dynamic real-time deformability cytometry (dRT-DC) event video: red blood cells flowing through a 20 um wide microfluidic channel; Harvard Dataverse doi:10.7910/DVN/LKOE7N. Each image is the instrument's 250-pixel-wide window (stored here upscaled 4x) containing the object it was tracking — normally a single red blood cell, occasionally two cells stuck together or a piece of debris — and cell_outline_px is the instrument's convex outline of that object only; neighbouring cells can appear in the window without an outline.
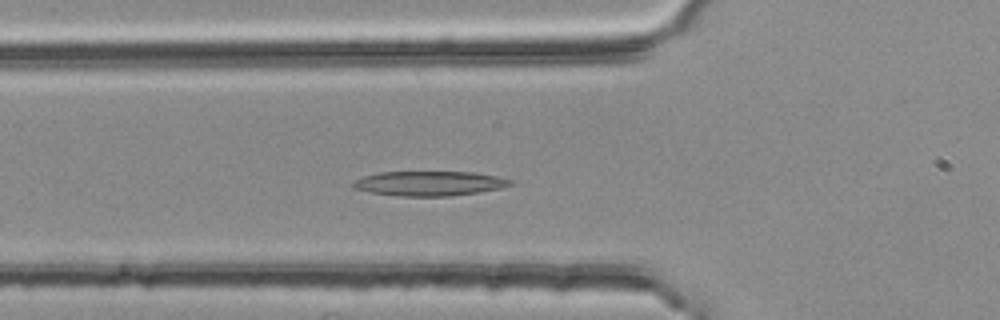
{"species": "common noctule bat (a hibernating species)", "species_latin": "Nyctalus noctula", "temperature_condition": "room temperature", "stored_images_in_passage": 39, "camera_frame_rate_fps": 3000, "um_per_image_px": 0.085, "animal": {"sex": "female", "body_mass_g": 25.1}, "frame": {"image": 1, "passage_image": 6, "time_ms": 1.667, "image_size_px": [1000, 320], "cell_outline_px": [[512, 184], [500, 188], [480, 192], [448, 196], [396, 196], [372, 192], [356, 188], [352, 184], [352, 180], [364, 176], [380, 172], [476, 172], [496, 176], [512, 180]], "centroid_in_image_um": [36.5, 15.59], "position_along_channel_um": 89.3, "area_um2": 22.48}}
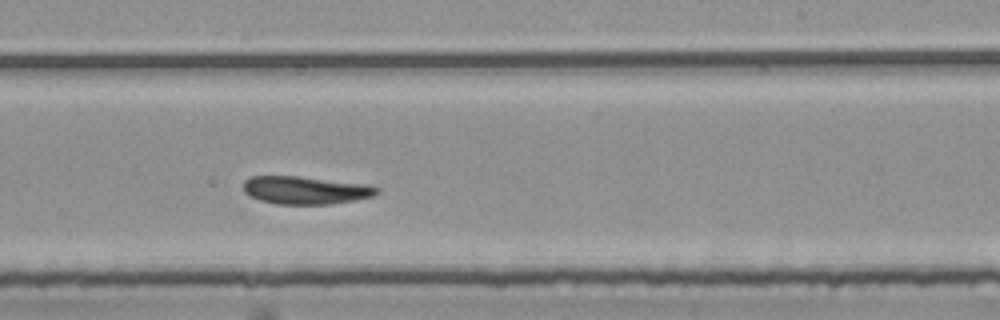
{"frame": {"image": 2, "passage_image": 20, "time_ms": 6.333, "image_size_px": [1000, 320], "cell_outline_px": [[380, 192], [372, 196], [352, 200], [328, 204], [276, 204], [260, 200], [244, 192], [244, 180], [252, 176], [296, 176], [368, 184], [380, 188]], "centroid_in_image_um": [25.97, 16.16], "position_along_channel_um": 263.0, "area_um2": 21.5}}
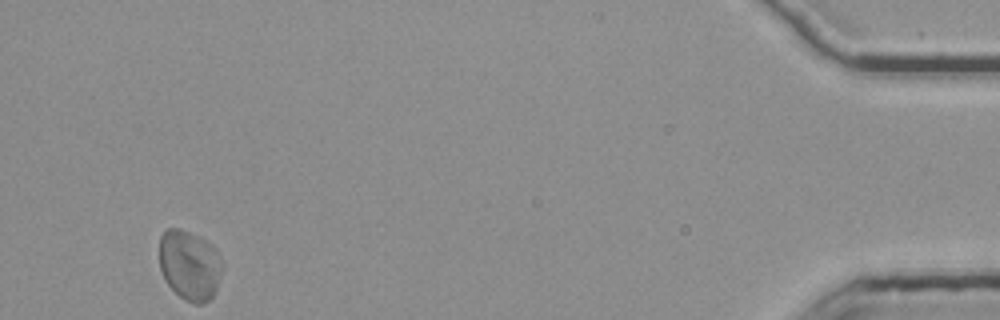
{"frame": {"image": 3, "passage_image": 39, "time_ms": 12.667, "image_size_px": [1000, 320], "cell_outline_px": [[220, 272], [216, 292], [204, 304], [192, 304], [184, 300], [164, 280], [160, 268], [160, 236], [168, 228], [180, 228], [200, 236], [212, 244], [216, 248], [220, 256]], "centroid_in_image_um": [16.11, 22.53], "position_along_channel_um": 419.1, "area_um2": 25.72}, "authors_computed_cell_mechanics": {"area_um2": 22.3686, "velocity_mm_per_s": 3.7339, "shape_relaxation_time_tau1_ms": 5.8313, "shape_relaxation_time_tau2_ms": null, "deformation_change_tau1": 0.1192, "deformation_change_tau2": null}}